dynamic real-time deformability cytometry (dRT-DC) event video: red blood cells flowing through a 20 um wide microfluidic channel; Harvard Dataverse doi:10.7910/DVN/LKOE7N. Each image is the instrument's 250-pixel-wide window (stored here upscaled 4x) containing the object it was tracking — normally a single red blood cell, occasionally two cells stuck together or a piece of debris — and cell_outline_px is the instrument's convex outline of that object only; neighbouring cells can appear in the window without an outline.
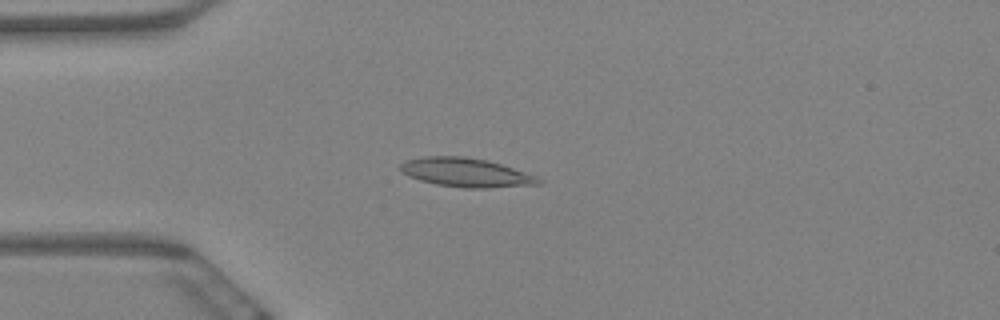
{"species": "Egyptian fruit bat (a non-hibernating species)", "species_latin": "Rousettus aegyptiacus", "temperature_condition": "warm", "stored_images_in_passage": 6, "camera_frame_rate_fps": 3000, "um_per_image_px": 0.085, "animal": {"sex": "female"}, "frame": {"image": 1, "passage_image": 5, "time_ms": 1.333, "image_size_px": [1000, 320], "cell_outline_px": [[544, 180], [540, 184], [488, 188], [464, 188], [436, 184], [420, 180], [408, 176], [400, 172], [400, 164], [404, 160], [424, 156], [464, 156], [488, 160], [536, 176]], "centroid_in_image_um": [39.57, 14.66], "position_along_channel_um": 45.4, "area_um2": 23.35}}